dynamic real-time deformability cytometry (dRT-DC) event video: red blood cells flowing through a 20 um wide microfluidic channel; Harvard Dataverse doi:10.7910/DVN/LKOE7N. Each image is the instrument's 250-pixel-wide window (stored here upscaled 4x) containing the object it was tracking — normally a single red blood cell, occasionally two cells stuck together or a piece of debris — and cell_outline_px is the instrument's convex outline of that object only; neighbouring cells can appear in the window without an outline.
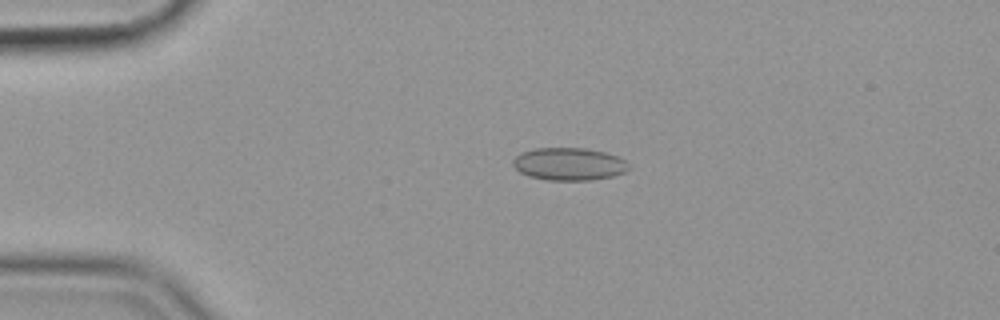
{"species": "common noctule bat (a hibernating species)", "species_latin": "Nyctalus noctula", "temperature_condition": "cold", "stored_images_in_passage": 45, "camera_frame_rate_fps": 3000, "um_per_image_px": 0.085, "animal": {"sex": "female", "body_mass_g": 19.9}, "frame": {"image": 1, "passage_image": 1, "time_ms": 0.0, "image_size_px": [1000, 320], "cell_outline_px": [[628, 168], [624, 172], [612, 176], [592, 180], [548, 180], [528, 176], [520, 172], [512, 164], [512, 160], [516, 156], [524, 152], [536, 148], [584, 148], [608, 152], [624, 160], [628, 164]], "centroid_in_image_um": [48.36, 13.94], "position_along_channel_um": 36.6, "area_um2": 21.91}}
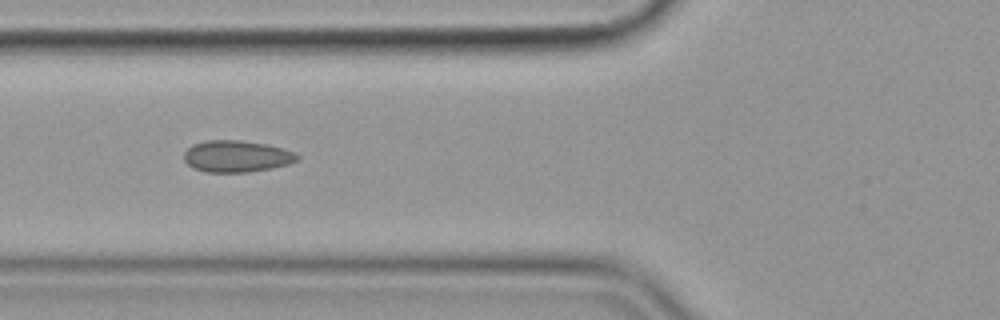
{"frame": {"image": 2, "passage_image": 10, "time_ms": 3.0, "image_size_px": [1000, 320], "cell_outline_px": [[300, 156], [296, 160], [288, 164], [272, 168], [248, 172], [204, 172], [192, 168], [184, 160], [184, 152], [192, 144], [204, 140], [240, 140], [268, 144], [284, 148], [296, 152]], "centroid_in_image_um": [20.11, 13.28], "position_along_channel_um": 105.7, "area_um2": 21.15}}
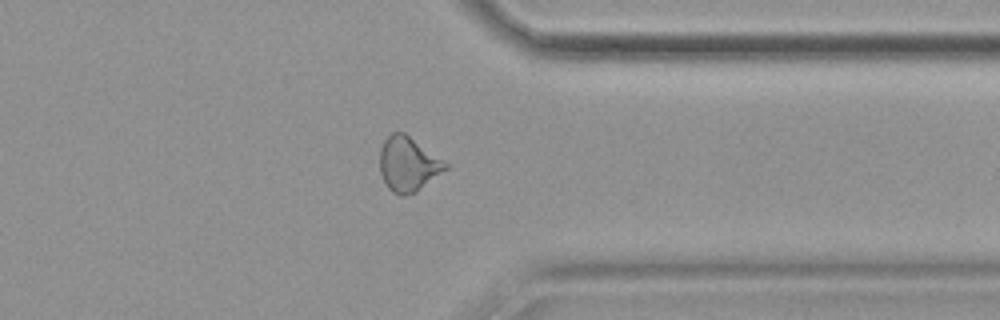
{"frame": {"image": 3, "passage_image": 33, "time_ms": 10.667, "image_size_px": [1000, 320], "cell_outline_px": [[452, 164], [448, 168], [416, 192], [404, 196], [400, 196], [392, 192], [388, 188], [380, 172], [380, 148], [384, 140], [392, 132], [404, 132]], "centroid_in_image_um": [34.73, 13.94], "position_along_channel_um": 376.7, "area_um2": 21.21}, "authors_computed_cell_mechanics": {"area_um2": 20.519, "velocity_mm_per_s": 3.5855, "shape_relaxation_time_tau1_ms": null, "shape_relaxation_time_tau2_ms": 1.53, "deformation_change_tau1": null, "deformation_change_tau2": 0.054}}